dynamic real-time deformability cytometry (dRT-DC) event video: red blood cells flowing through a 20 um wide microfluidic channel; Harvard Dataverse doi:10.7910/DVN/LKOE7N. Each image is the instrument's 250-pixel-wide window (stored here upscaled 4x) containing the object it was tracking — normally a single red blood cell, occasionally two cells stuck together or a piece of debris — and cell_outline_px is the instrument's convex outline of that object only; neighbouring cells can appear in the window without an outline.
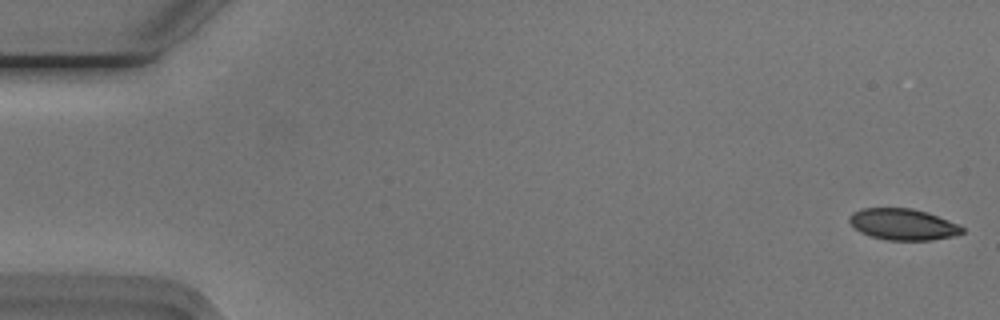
{"species": "Egyptian fruit bat (a non-hibernating species)", "species_latin": "Rousettus aegyptiacus", "temperature_condition": "cold", "stored_images_in_passage": 55, "camera_frame_rate_fps": 3000, "um_per_image_px": 0.085, "animal": {"sex": "male"}, "frame": {"image": 1, "passage_image": 1, "time_ms": 0.0, "image_size_px": [1000, 320], "cell_outline_px": [[964, 232], [952, 236], [932, 240], [884, 240], [860, 232], [848, 220], [848, 216], [852, 212], [864, 208], [912, 208], [936, 216], [956, 224], [964, 228]], "centroid_in_image_um": [76.71, 19.07], "position_along_channel_um": 8.3, "area_um2": 20.29}}
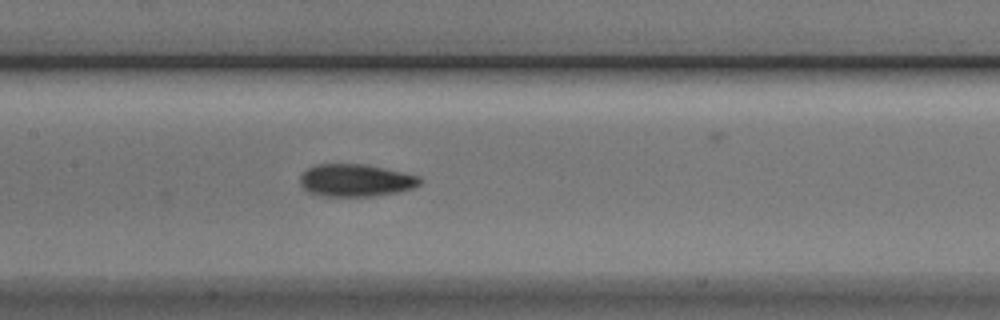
{"frame": {"image": 2, "passage_image": 26, "time_ms": 8.333, "image_size_px": [1000, 320], "cell_outline_px": [[424, 180], [420, 184], [412, 188], [400, 192], [376, 196], [324, 196], [308, 192], [300, 184], [300, 176], [308, 168], [316, 164], [364, 164], [384, 168], [420, 176]], "centroid_in_image_um": [30.26, 15.33], "position_along_channel_um": 177.1, "area_um2": 22.77}}
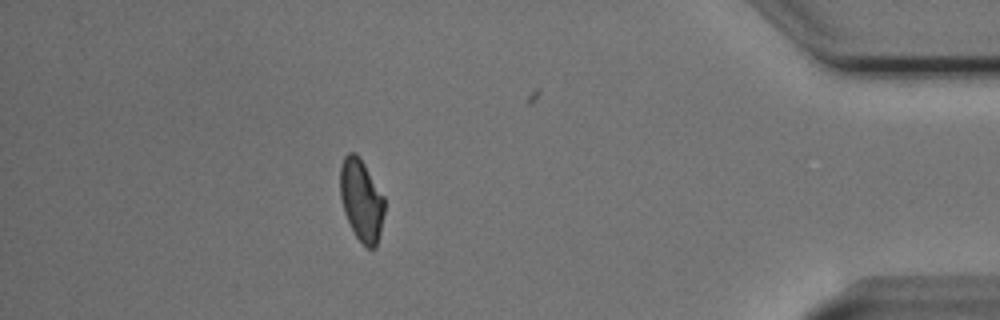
{"frame": {"image": 3, "passage_image": 48, "time_ms": 15.667, "image_size_px": [1000, 320], "cell_outline_px": [[384, 212], [380, 232], [376, 248], [368, 248], [356, 236], [344, 212], [340, 196], [340, 168], [344, 156], [348, 152], [352, 152], [364, 164], [384, 196]], "centroid_in_image_um": [30.71, 17.02], "position_along_channel_um": 404.5, "area_um2": 20.75}, "authors_computed_cell_mechanics": {"area_um2": 21.8484, "velocity_mm_per_s": 3.7455, "shape_relaxation_time_tau1_ms": 3.8902, "shape_relaxation_time_tau2_ms": 3.4084, "deformation_change_tau1": 0.1246, "deformation_change_tau2": 0.0866}}